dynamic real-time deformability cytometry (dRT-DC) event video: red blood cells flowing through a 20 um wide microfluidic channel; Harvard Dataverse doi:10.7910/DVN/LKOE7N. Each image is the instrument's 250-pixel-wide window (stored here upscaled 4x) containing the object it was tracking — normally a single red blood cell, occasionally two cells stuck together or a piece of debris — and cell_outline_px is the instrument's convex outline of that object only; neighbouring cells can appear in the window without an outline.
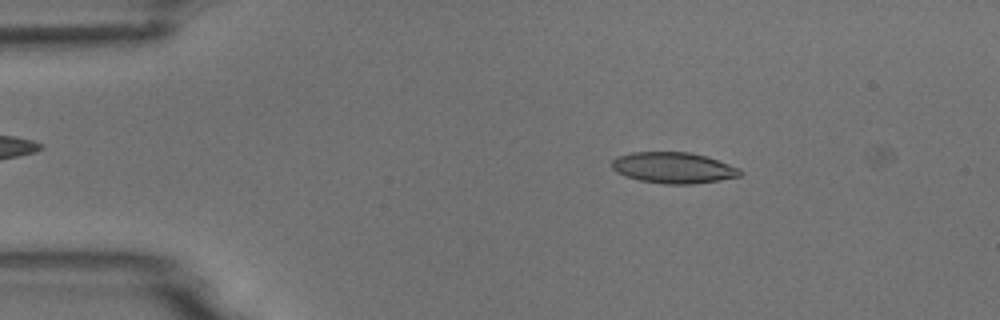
{"species": "common noctule bat (a hibernating species)", "species_latin": "Nyctalus noctula", "temperature_condition": "room temperature", "stored_images_in_passage": 3, "camera_frame_rate_fps": 3000, "um_per_image_px": 0.085, "animal": {"sex": "male", "body_mass_g": 18.8}, "frame": {"image": 1, "passage_image": 2, "time_ms": 1.0, "image_size_px": [1000, 320], "cell_outline_px": [[744, 172], [740, 176], [720, 180], [692, 184], [664, 184], [640, 180], [624, 176], [616, 172], [612, 168], [612, 160], [616, 156], [632, 152], [692, 152], [740, 168]], "centroid_in_image_um": [57.22, 14.26], "position_along_channel_um": 27.8, "area_um2": 23.24}}